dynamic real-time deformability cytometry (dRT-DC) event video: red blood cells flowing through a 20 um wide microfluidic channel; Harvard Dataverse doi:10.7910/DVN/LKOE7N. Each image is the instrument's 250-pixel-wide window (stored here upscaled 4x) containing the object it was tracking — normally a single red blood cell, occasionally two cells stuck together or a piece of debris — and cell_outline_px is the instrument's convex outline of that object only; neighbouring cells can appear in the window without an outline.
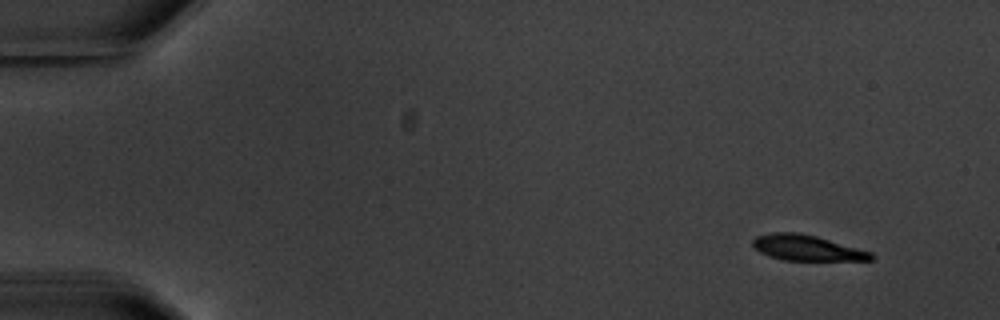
{"species": "common noctule bat (a hibernating species)", "species_latin": "Nyctalus noctula", "temperature_condition": "warm", "stored_images_in_passage": 5, "camera_frame_rate_fps": 3000, "um_per_image_px": 0.085, "animal": {"sex": "male", "body_mass_g": 20.1, "forearm_length_mm": 53.5}, "frame": {"image": 1, "passage_image": 1, "time_ms": 0.0, "image_size_px": [1000, 320], "cell_outline_px": [[876, 256], [872, 260], [784, 260], [760, 252], [752, 244], [752, 240], [756, 236], [772, 232], [800, 232], [816, 236], [872, 252]], "centroid_in_image_um": [68.6, 21.06], "position_along_channel_um": 16.4, "area_um2": 17.51}}
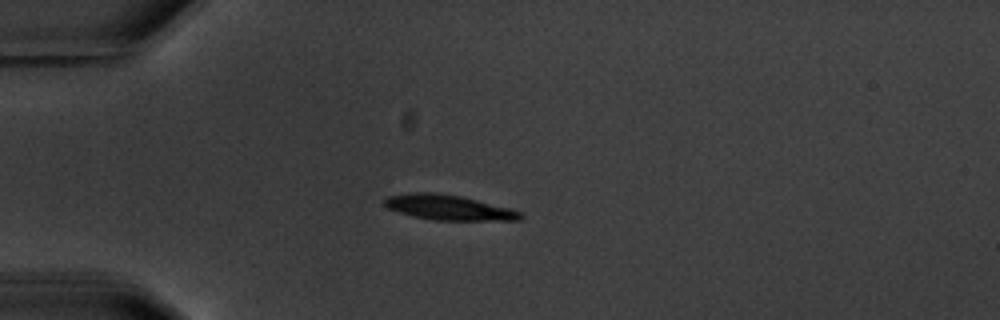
{"frame": {"image": 2, "passage_image": 4, "time_ms": 3.667, "image_size_px": [1000, 320], "cell_outline_px": [[524, 216], [520, 220], [432, 220], [412, 216], [388, 208], [384, 204], [384, 200], [388, 196], [408, 192], [436, 192], [460, 196], [512, 208], [520, 212]], "centroid_in_image_um": [38.14, 17.63], "position_along_channel_um": 46.9, "area_um2": 19.94}}